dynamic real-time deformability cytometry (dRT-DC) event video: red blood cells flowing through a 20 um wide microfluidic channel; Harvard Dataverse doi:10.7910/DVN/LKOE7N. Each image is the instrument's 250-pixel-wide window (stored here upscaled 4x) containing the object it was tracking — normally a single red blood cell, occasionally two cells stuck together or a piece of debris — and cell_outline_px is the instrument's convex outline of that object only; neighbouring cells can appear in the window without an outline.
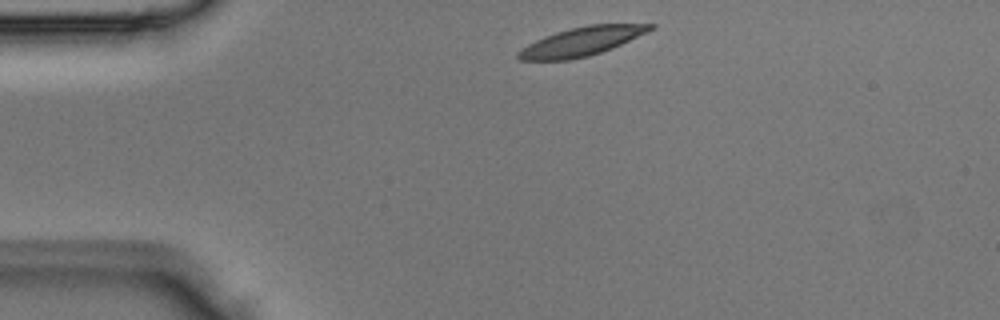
{"species": "Egyptian fruit bat (a non-hibernating species)", "species_latin": "Rousettus aegyptiacus", "temperature_condition": "room temperature", "stored_images_in_passage": 2, "camera_frame_rate_fps": 3000, "um_per_image_px": 0.085, "animal": {"sex": "male"}, "frame": {"image": 1, "passage_image": 1, "time_ms": 0.0, "image_size_px": [1000, 320], "cell_outline_px": [[656, 28], [612, 48], [588, 56], [568, 60], [520, 60], [516, 56], [516, 52], [528, 44], [544, 36], [556, 32], [588, 24], [656, 24]], "centroid_in_image_um": [49.43, 3.52], "position_along_channel_um": 35.6, "area_um2": 21.96}}